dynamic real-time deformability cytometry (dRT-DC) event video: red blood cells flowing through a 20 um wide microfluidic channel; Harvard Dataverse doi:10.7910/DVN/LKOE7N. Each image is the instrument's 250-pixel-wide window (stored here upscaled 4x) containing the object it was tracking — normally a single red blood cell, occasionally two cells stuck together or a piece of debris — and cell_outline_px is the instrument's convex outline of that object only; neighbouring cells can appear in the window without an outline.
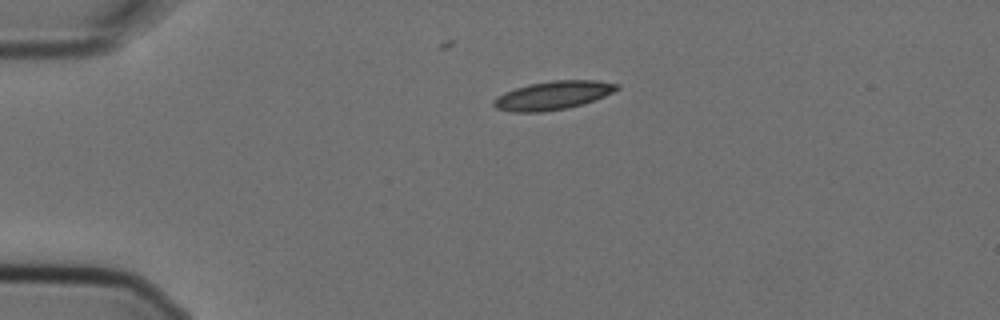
{"species": "Egyptian fruit bat (a non-hibernating species)", "species_latin": "Rousettus aegyptiacus", "temperature_condition": "cold", "stored_images_in_passage": 5, "camera_frame_rate_fps": 3000, "um_per_image_px": 0.085, "animal": {"sex": "female"}, "frame": {"image": 1, "passage_image": 5, "time_ms": 1.333, "image_size_px": [1000, 320], "cell_outline_px": [[620, 88], [604, 96], [584, 104], [568, 108], [540, 112], [512, 112], [496, 108], [492, 104], [492, 100], [496, 96], [504, 92], [528, 84], [552, 80], [596, 80], [620, 84]], "centroid_in_image_um": [46.98, 8.1], "position_along_channel_um": 38.0, "area_um2": 20.63}}